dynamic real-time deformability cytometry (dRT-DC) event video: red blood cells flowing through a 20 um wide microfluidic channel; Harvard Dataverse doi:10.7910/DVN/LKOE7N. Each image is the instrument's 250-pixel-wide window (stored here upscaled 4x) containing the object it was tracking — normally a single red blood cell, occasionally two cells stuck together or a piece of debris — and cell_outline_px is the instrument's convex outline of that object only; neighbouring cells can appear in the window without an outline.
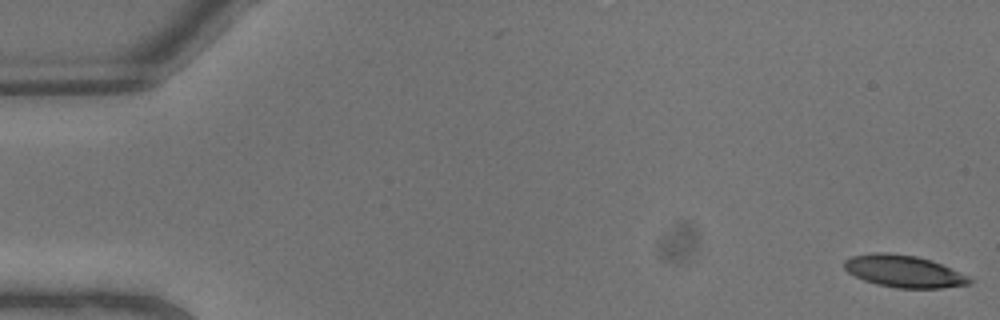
{"species": "common noctule bat (a hibernating species)", "species_latin": "Nyctalus noctula", "temperature_condition": "warm", "stored_images_in_passage": 7, "camera_frame_rate_fps": 3000, "um_per_image_px": 0.085, "animal": {"sex": "male", "body_mass_g": 13.3}, "frame": {"image": 1, "passage_image": 1, "time_ms": 0.0, "image_size_px": [1000, 320], "cell_outline_px": [[972, 284], [944, 288], [896, 288], [876, 284], [864, 280], [848, 272], [844, 268], [844, 260], [852, 256], [876, 252], [888, 252], [916, 256], [932, 260], [968, 276], [972, 280]], "centroid_in_image_um": [76.83, 23.06], "position_along_channel_um": 8.2, "area_um2": 23.47}}
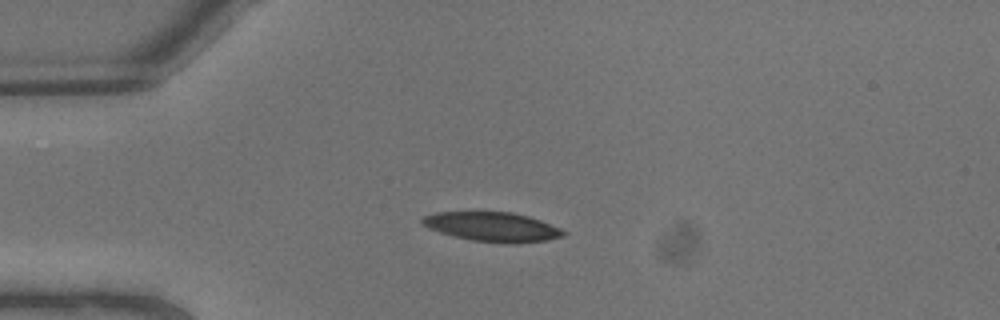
{"frame": {"image": 2, "passage_image": 6, "time_ms": 1.667, "image_size_px": [1000, 320], "cell_outline_px": [[568, 232], [564, 236], [548, 240], [516, 244], [504, 244], [472, 240], [452, 236], [428, 228], [420, 224], [420, 220], [424, 216], [436, 212], [512, 212], [528, 216], [540, 220], [560, 228]], "centroid_in_image_um": [41.86, 19.29], "position_along_channel_um": 43.1, "area_um2": 24.45}}